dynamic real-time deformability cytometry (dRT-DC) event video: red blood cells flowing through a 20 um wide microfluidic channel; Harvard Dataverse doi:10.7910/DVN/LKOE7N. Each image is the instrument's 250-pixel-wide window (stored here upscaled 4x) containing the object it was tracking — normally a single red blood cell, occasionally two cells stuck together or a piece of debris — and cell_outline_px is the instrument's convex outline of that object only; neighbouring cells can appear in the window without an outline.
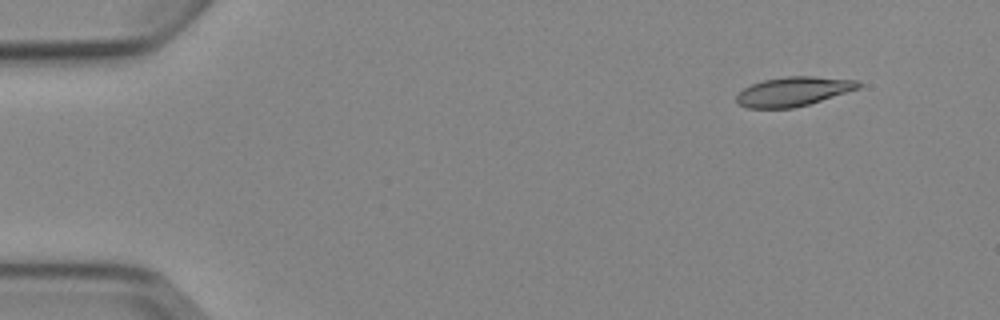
{"species": "Egyptian fruit bat (a non-hibernating species)", "species_latin": "Rousettus aegyptiacus", "temperature_condition": "cold", "stored_images_in_passage": 4, "camera_frame_rate_fps": 3000, "um_per_image_px": 0.085, "animal": {"sex": "female"}, "frame": {"image": 1, "passage_image": 1, "time_ms": 0.0, "image_size_px": [1000, 320], "cell_outline_px": [[860, 88], [808, 104], [792, 108], [748, 108], [740, 104], [736, 100], [736, 96], [744, 88], [752, 84], [764, 80], [784, 76], [812, 76], [860, 80]], "centroid_in_image_um": [67.45, 7.76], "position_along_channel_um": 17.6, "area_um2": 20.63}}
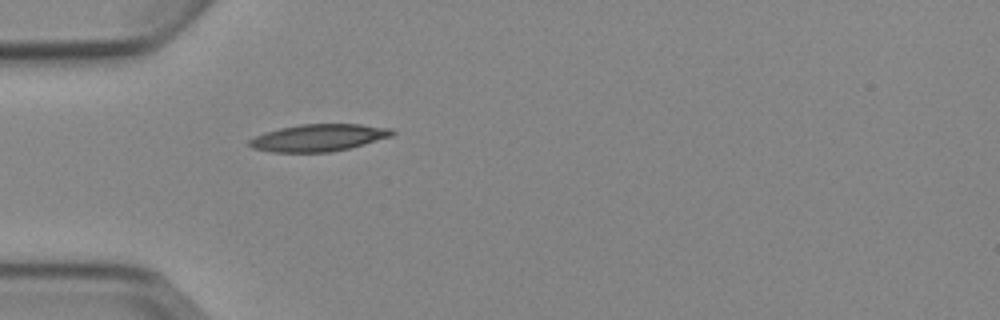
{"frame": {"image": 2, "passage_image": 4, "time_ms": 3.667, "image_size_px": [1000, 320], "cell_outline_px": [[396, 132], [392, 136], [364, 144], [332, 152], [272, 152], [252, 148], [248, 144], [248, 140], [264, 132], [280, 128], [300, 124], [360, 124], [392, 128]], "centroid_in_image_um": [27.08, 11.7], "position_along_channel_um": 57.9, "area_um2": 22.6}}